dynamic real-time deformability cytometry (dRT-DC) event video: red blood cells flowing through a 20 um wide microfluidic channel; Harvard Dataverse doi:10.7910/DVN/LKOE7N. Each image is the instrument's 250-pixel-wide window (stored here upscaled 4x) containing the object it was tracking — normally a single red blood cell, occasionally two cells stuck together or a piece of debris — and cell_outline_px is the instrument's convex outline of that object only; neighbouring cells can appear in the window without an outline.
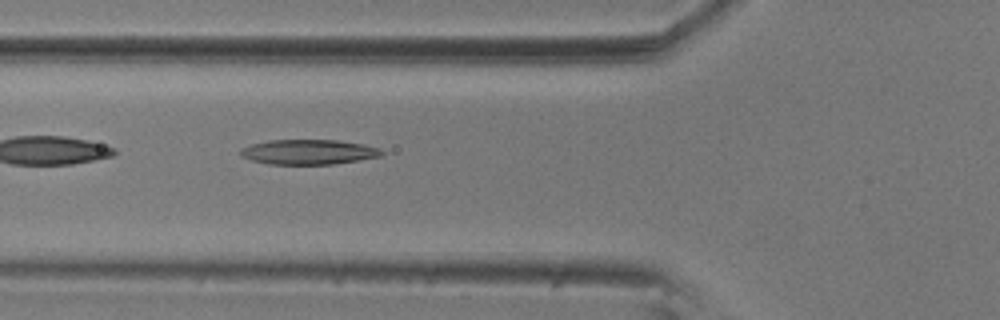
{"species": "common noctule bat (a hibernating species)", "species_latin": "Nyctalus noctula", "temperature_condition": "room temperature", "stored_images_in_passage": 3, "camera_frame_rate_fps": 3000, "um_per_image_px": 0.085, "animal": {"sex": "male", "body_mass_g": 20.5, "forearm_length_mm": 52.5}, "frame": {"image": 1, "passage_image": 3, "time_ms": 0.667, "image_size_px": [1000, 320], "cell_outline_px": [[384, 152], [380, 156], [332, 164], [268, 164], [252, 160], [240, 156], [240, 148], [252, 144], [268, 140], [336, 140], [364, 144], [380, 148]], "centroid_in_image_um": [26.2, 12.91], "position_along_channel_um": 99.6, "area_um2": 20.4}}